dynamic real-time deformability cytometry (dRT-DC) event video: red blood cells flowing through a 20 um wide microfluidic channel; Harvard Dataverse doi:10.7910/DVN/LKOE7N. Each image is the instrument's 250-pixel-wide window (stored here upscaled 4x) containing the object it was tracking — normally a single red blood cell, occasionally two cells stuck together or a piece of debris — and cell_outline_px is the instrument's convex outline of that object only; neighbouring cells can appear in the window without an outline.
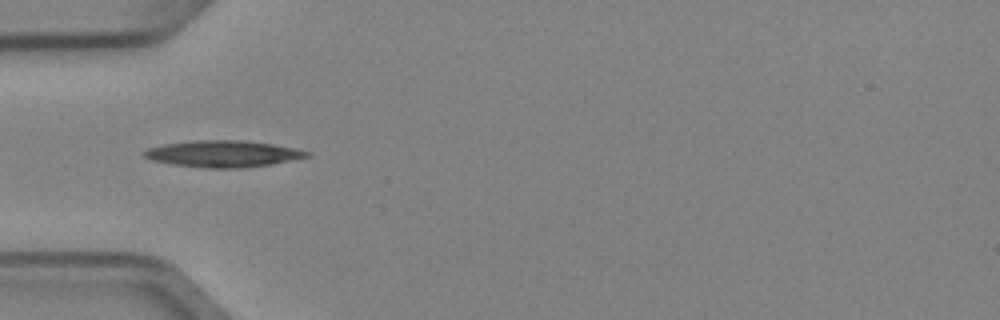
{"species": "Egyptian fruit bat (a non-hibernating species)", "species_latin": "Rousettus aegyptiacus", "temperature_condition": "cold", "stored_images_in_passage": 7, "camera_frame_rate_fps": 3000, "um_per_image_px": 0.085, "animal": {"sex": "female"}, "frame": {"image": 1, "passage_image": 5, "time_ms": 1.333, "image_size_px": [1000, 320], "cell_outline_px": [[312, 156], [272, 164], [244, 168], [208, 168], [172, 164], [152, 160], [144, 156], [140, 152], [148, 148], [164, 144], [192, 140], [240, 140], [272, 144], [312, 152]], "centroid_in_image_um": [18.95, 13.07], "position_along_channel_um": 66.0, "area_um2": 25.26}}
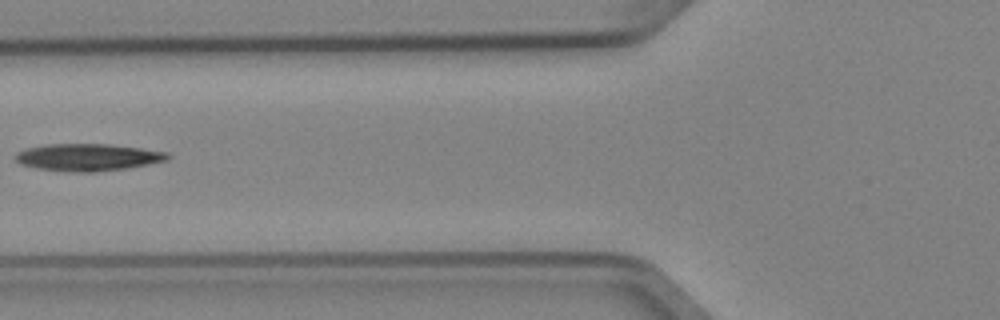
{"frame": {"image": 2, "passage_image": 6, "time_ms": 1.667, "image_size_px": [1000, 320], "cell_outline_px": [[172, 156], [168, 160], [148, 164], [124, 168], [96, 172], [64, 172], [36, 168], [20, 164], [16, 160], [16, 152], [28, 148], [48, 144], [108, 144], [140, 148], [168, 152]], "centroid_in_image_um": [7.47, 13.37], "position_along_channel_um": 118.3, "area_um2": 24.1}}
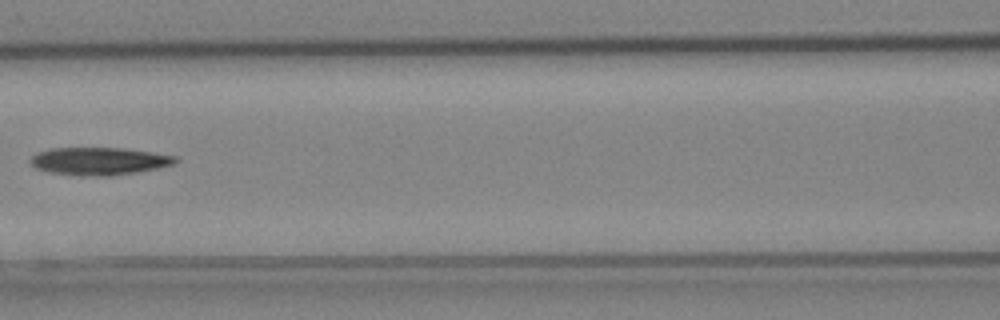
{"frame": {"image": 3, "passage_image": 7, "time_ms": 2.0, "image_size_px": [1000, 320], "cell_outline_px": [[180, 160], [172, 164], [156, 168], [136, 172], [112, 176], [88, 176], [48, 172], [36, 168], [28, 160], [36, 152], [48, 148], [124, 148], [152, 152], [176, 156]], "centroid_in_image_um": [8.39, 13.69], "position_along_channel_um": 158.2, "area_um2": 23.41}}